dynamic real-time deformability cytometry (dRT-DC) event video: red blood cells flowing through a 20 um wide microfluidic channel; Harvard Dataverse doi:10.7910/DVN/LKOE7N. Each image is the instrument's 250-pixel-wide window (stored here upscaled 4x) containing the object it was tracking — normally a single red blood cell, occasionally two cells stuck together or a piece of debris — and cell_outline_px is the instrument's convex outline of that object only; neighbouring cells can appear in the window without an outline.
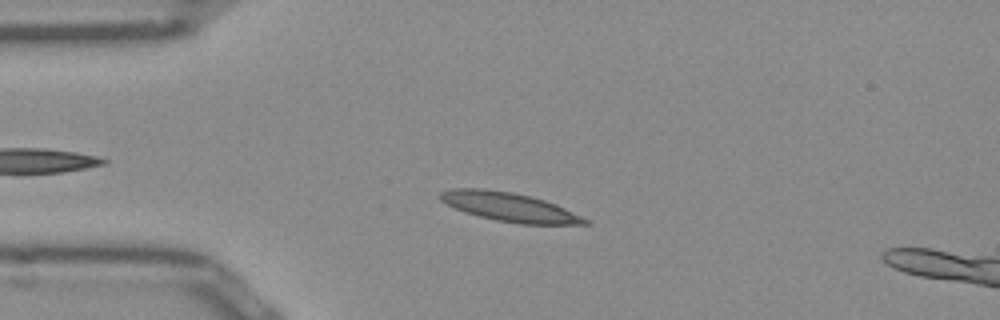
{"species": "Egyptian fruit bat (a non-hibernating species)", "species_latin": "Rousettus aegyptiacus", "temperature_condition": "room temperature", "stored_images_in_passage": 52, "segment_of_instrument_passage": [1, 2], "camera_frame_rate_fps": 3000, "um_per_image_px": 0.085, "frame": {"image": 1, "passage_image": 11, "time_ms": 3.333, "image_size_px": [1000, 320], "cell_outline_px": [[592, 224], [520, 224], [496, 220], [464, 212], [440, 200], [436, 196], [440, 192], [452, 188], [480, 188], [512, 192], [544, 200], [556, 204], [588, 220]], "centroid_in_image_um": [43.25, 17.59], "position_along_channel_um": 41.7, "area_um2": 24.1}}
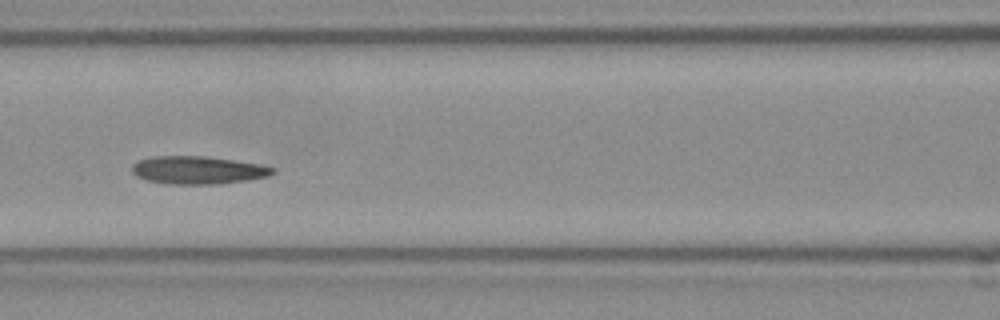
{"frame": {"image": 2, "passage_image": 21, "time_ms": 6.667, "image_size_px": [1000, 320], "cell_outline_px": [[276, 172], [268, 176], [248, 180], [220, 184], [168, 184], [148, 180], [136, 176], [132, 172], [132, 164], [140, 160], [156, 156], [204, 156], [260, 164], [276, 168]], "centroid_in_image_um": [16.85, 14.46], "position_along_channel_um": 149.8, "area_um2": 22.83}}
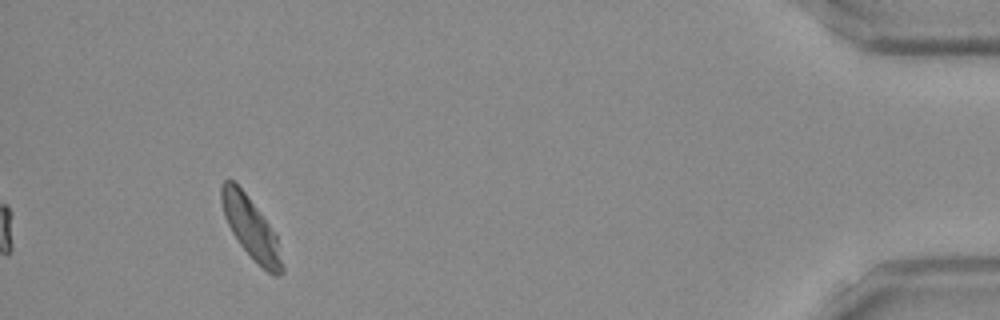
{"frame": {"image": 3, "passage_image": 47, "time_ms": 15.333, "image_size_px": [1000, 320], "cell_outline_px": [[284, 272], [280, 276], [276, 276], [268, 272], [240, 244], [232, 232], [224, 216], [220, 200], [220, 184], [224, 180], [232, 180], [244, 192], [276, 232], [284, 268]], "centroid_in_image_um": [21.34, 19.37], "position_along_channel_um": 413.9, "area_um2": 21.39}}